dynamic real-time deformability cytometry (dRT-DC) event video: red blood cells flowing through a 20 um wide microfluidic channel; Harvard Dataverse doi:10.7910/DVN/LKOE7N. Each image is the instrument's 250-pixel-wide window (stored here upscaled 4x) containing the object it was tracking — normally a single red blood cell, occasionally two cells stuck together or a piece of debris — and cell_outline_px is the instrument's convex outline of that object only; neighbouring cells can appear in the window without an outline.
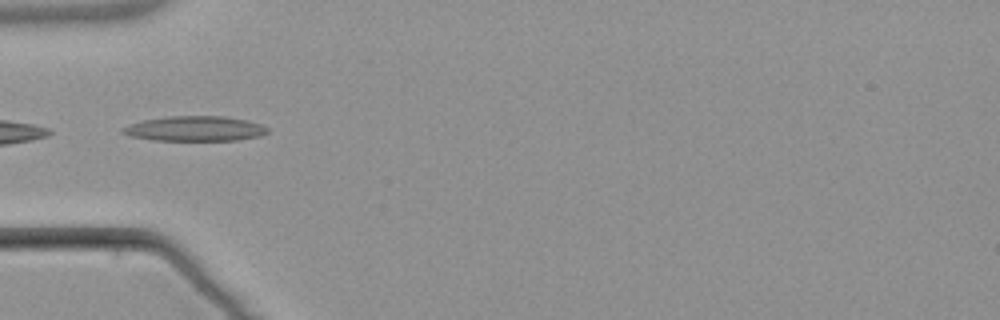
{"species": "common noctule bat (a hibernating species)", "species_latin": "Nyctalus noctula", "temperature_condition": "warm", "stored_images_in_passage": 6, "camera_frame_rate_fps": 3000, "um_per_image_px": 0.085, "animal": {"sex": "male", "body_mass_g": 21.5, "forearm_length_mm": 52.0}, "frame": {"image": 1, "passage_image": 5, "time_ms": 5.333, "image_size_px": [1000, 320], "cell_outline_px": [[268, 132], [260, 136], [236, 140], [152, 140], [128, 136], [120, 132], [120, 128], [128, 124], [144, 120], [168, 116], [224, 116], [264, 124], [268, 128]], "centroid_in_image_um": [16.53, 10.93], "position_along_channel_um": 68.5, "area_um2": 21.21}}
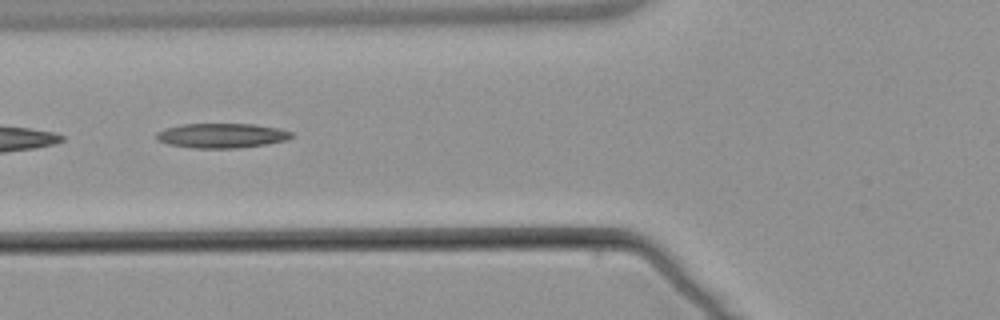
{"frame": {"image": 2, "passage_image": 6, "time_ms": 6.333, "image_size_px": [1000, 320], "cell_outline_px": [[292, 136], [288, 140], [268, 144], [236, 148], [196, 148], [168, 144], [156, 140], [156, 132], [164, 128], [180, 124], [252, 124], [280, 128], [292, 132]], "centroid_in_image_um": [18.83, 11.52], "position_along_channel_um": 107.0, "area_um2": 19.54}}